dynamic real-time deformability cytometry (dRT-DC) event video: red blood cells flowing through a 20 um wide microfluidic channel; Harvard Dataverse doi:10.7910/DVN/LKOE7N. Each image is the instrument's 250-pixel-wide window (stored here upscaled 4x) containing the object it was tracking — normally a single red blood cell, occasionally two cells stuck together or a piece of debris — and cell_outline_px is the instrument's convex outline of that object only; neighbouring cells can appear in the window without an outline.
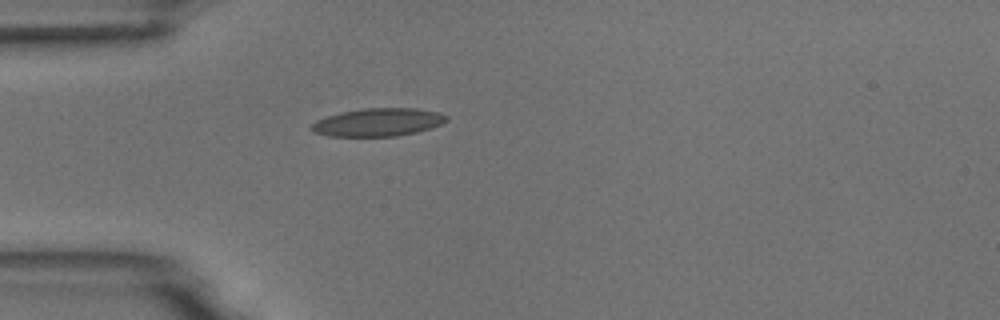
{"species": "common noctule bat (a hibernating species)", "species_latin": "Nyctalus noctula", "temperature_condition": "room temperature", "stored_images_in_passage": 40, "camera_frame_rate_fps": 3000, "um_per_image_px": 0.085, "animal": {"sex": "male", "body_mass_g": 18.8}, "frame": {"image": 1, "passage_image": 1, "time_ms": 0.0, "image_size_px": [1000, 320], "cell_outline_px": [[448, 120], [440, 124], [416, 132], [396, 136], [328, 136], [312, 132], [308, 128], [316, 120], [340, 112], [364, 108], [416, 108], [440, 112], [448, 116]], "centroid_in_image_um": [32.1, 10.38], "position_along_channel_um": 52.9, "area_um2": 22.08}}
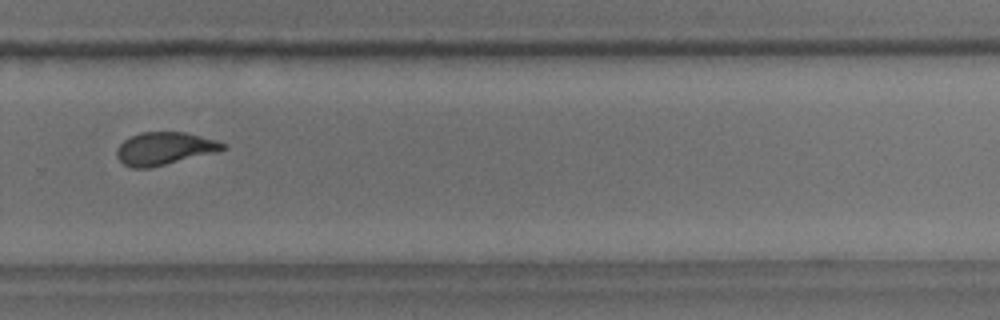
{"frame": {"image": 2, "passage_image": 23, "time_ms": 7.333, "image_size_px": [1000, 320], "cell_outline_px": [[228, 148], [216, 152], [148, 168], [132, 168], [124, 164], [116, 156], [116, 152], [120, 144], [124, 140], [140, 132], [184, 132], [216, 140], [224, 144]], "centroid_in_image_um": [13.96, 12.62], "position_along_channel_um": 315.8, "area_um2": 19.94}}
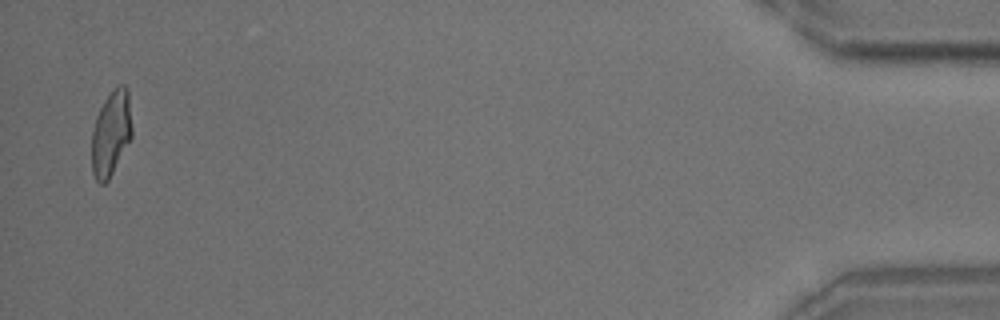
{"frame": {"image": 3, "passage_image": 39, "time_ms": 12.667, "image_size_px": [1000, 320], "cell_outline_px": [[132, 136], [108, 180], [104, 184], [100, 184], [96, 180], [92, 172], [92, 132], [96, 116], [104, 100], [112, 88], [116, 84], [124, 84], [128, 88], [132, 128]], "centroid_in_image_um": [9.44, 11.28], "position_along_channel_um": 425.8, "area_um2": 20.11}, "authors_computed_cell_mechanics": {"area_um2": 20.519, "velocity_mm_per_s": 3.6851, "shape_relaxation_time_tau1_ms": 5.6305, "shape_relaxation_time_tau2_ms": 1.4767, "deformation_change_tau1": 0.1548, "deformation_change_tau2": 0.08}}